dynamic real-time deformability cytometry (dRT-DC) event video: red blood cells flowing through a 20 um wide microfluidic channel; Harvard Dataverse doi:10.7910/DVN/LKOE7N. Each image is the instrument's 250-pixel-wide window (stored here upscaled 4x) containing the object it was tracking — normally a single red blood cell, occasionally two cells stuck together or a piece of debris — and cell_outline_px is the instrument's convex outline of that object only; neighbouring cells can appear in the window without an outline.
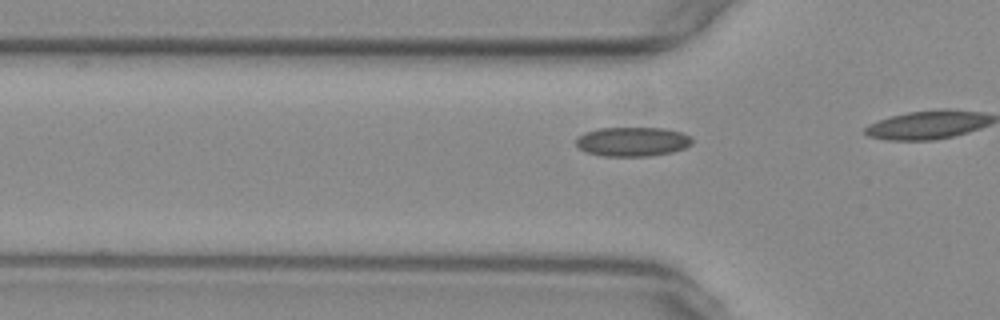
{"species": "common noctule bat (a hibernating species)", "species_latin": "Nyctalus noctula", "temperature_condition": "warm", "stored_images_in_passage": 12, "camera_frame_rate_fps": 3000, "um_per_image_px": 0.085, "animal": {"sex": "female", "body_mass_g": 29.2, "forearm_length_mm": 56.3}, "frame": {"image": 1, "passage_image": 10, "time_ms": 3.0, "image_size_px": [1000, 320], "cell_outline_px": [[692, 144], [684, 148], [672, 152], [648, 156], [604, 156], [584, 152], [576, 144], [576, 140], [584, 132], [600, 128], [664, 128], [680, 132], [692, 136]], "centroid_in_image_um": [53.77, 12.04], "position_along_channel_um": 72.0, "area_um2": 19.83}}